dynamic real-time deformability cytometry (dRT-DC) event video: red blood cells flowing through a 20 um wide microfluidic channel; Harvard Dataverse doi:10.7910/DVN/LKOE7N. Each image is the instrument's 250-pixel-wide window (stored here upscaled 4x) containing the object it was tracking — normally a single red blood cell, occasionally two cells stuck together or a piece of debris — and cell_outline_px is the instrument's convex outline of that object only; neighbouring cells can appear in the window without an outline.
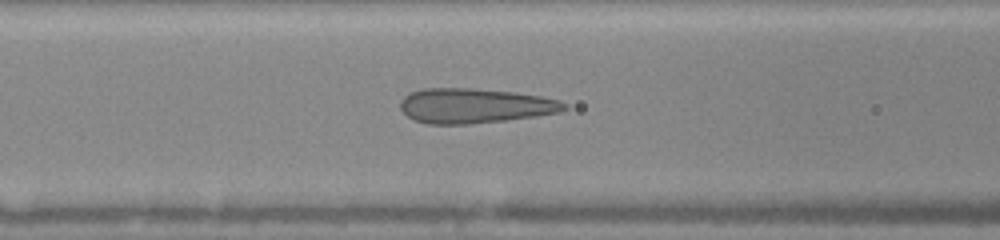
{"species": "human", "species_latin": "Homo sapiens", "temperature_condition": "warm", "stored_images_in_passage": 59, "camera_frame_rate_fps": 3000, "um_per_image_px": 0.085, "donor": {"sex": "female"}, "frame": {"image": 1, "passage_image": 26, "time_ms": 6.667, "image_size_px": [1000, 240], "cell_outline_px": [[568, 108], [560, 112], [536, 116], [504, 120], [468, 124], [428, 124], [412, 120], [400, 108], [400, 100], [408, 92], [424, 88], [468, 88], [516, 92], [540, 96], [560, 100], [568, 104]], "centroid_in_image_um": [40.34, 8.98], "position_along_channel_um": 126.3, "area_um2": 33.47}}
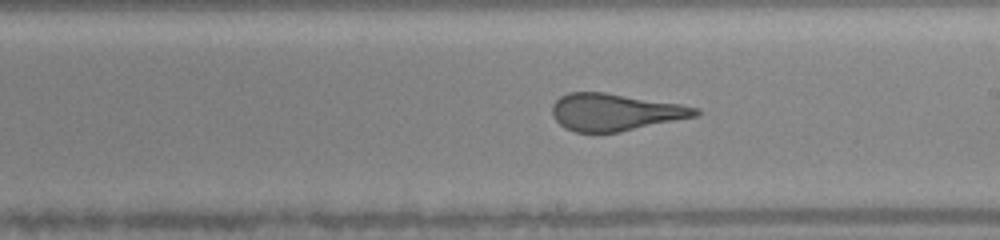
{"frame": {"image": 2, "passage_image": 35, "time_ms": 9.333, "image_size_px": [1000, 240], "cell_outline_px": [[700, 112], [696, 116], [620, 132], [576, 132], [564, 128], [552, 116], [552, 104], [560, 96], [568, 92], [604, 92], [684, 104], [700, 108]], "centroid_in_image_um": [52.28, 9.52], "position_along_channel_um": 236.7, "area_um2": 31.15}}
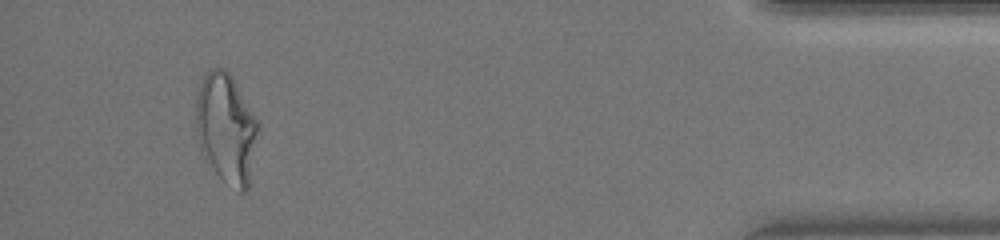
{"frame": {"image": 3, "passage_image": 56, "time_ms": 15.0, "image_size_px": [1000, 240], "cell_outline_px": [[260, 132], [248, 188], [244, 192], [240, 192], [224, 180], [216, 172], [200, 152], [196, 128], [196, 96], [200, 84], [208, 68], [224, 68], [232, 76], [260, 120]], "centroid_in_image_um": [19.27, 10.88], "position_along_channel_um": 415.9, "area_um2": 40.52}, "authors_computed_cell_mechanics": {"area_um2": 34.7956, "velocity_mm_per_s": 4.1273, "shape_relaxation_time_tau1_ms": 7.6802, "shape_relaxation_time_tau2_ms": null, "deformation_change_tau1": 0.263, "deformation_change_tau2": null}}